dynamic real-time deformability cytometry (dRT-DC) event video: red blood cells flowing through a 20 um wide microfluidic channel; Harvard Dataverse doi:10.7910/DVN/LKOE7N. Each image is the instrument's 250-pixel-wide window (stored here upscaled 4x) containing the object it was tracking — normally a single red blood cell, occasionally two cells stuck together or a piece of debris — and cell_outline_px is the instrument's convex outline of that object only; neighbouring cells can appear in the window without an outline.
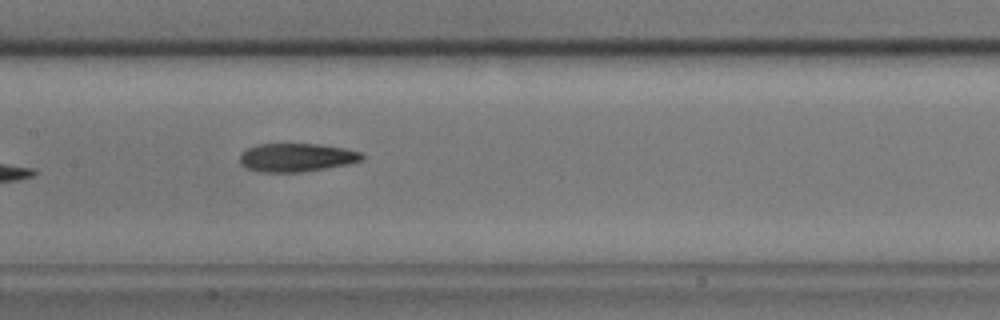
{"species": "common noctule bat (a hibernating species)", "species_latin": "Nyctalus noctula", "temperature_condition": "cold", "stored_images_in_passage": 9, "camera_frame_rate_fps": 3000, "um_per_image_px": 0.085, "animal": {"sex": "male", "body_mass_g": 17.9}, "frame": {"image": 1, "passage_image": 7, "time_ms": 2.0, "image_size_px": [1000, 320], "cell_outline_px": [[364, 160], [348, 164], [304, 172], [260, 172], [248, 168], [240, 164], [240, 152], [256, 144], [320, 144], [344, 148], [360, 152], [364, 156]], "centroid_in_image_um": [25.2, 13.38], "position_along_channel_um": 182.2, "area_um2": 20.35}}